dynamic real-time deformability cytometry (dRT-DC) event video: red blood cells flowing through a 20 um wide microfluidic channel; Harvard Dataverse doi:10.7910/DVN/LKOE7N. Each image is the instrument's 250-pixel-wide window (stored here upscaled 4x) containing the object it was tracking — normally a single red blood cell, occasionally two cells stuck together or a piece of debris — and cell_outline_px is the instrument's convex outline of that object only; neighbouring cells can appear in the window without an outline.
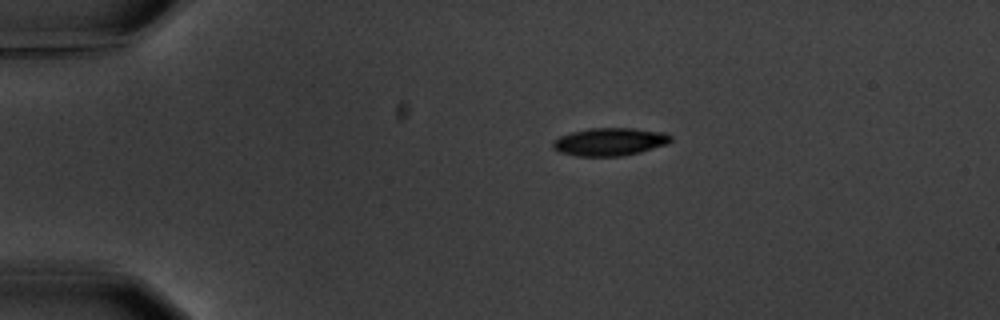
{"species": "common noctule bat (a hibernating species)", "species_latin": "Nyctalus noctula", "temperature_condition": "warm", "stored_images_in_passage": 5, "camera_frame_rate_fps": 3000, "um_per_image_px": 0.085, "animal": {"sex": "male", "body_mass_g": 20.1, "forearm_length_mm": 53.5}, "frame": {"image": 1, "passage_image": 5, "time_ms": 5.667, "image_size_px": [1000, 320], "cell_outline_px": [[672, 140], [664, 144], [640, 152], [620, 156], [576, 156], [560, 152], [552, 148], [552, 140], [560, 136], [572, 132], [588, 128], [632, 128], [664, 132], [672, 136]], "centroid_in_image_um": [51.78, 12.04], "position_along_channel_um": 33.2, "area_um2": 19.07}}